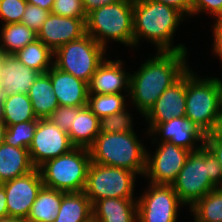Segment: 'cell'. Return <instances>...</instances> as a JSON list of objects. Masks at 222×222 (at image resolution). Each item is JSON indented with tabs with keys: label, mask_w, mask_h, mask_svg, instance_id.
Listing matches in <instances>:
<instances>
[{
	"label": "cell",
	"mask_w": 222,
	"mask_h": 222,
	"mask_svg": "<svg viewBox=\"0 0 222 222\" xmlns=\"http://www.w3.org/2000/svg\"><path fill=\"white\" fill-rule=\"evenodd\" d=\"M51 13L63 17L84 18L87 20L82 0H54Z\"/></svg>",
	"instance_id": "obj_34"
},
{
	"label": "cell",
	"mask_w": 222,
	"mask_h": 222,
	"mask_svg": "<svg viewBox=\"0 0 222 222\" xmlns=\"http://www.w3.org/2000/svg\"><path fill=\"white\" fill-rule=\"evenodd\" d=\"M193 71L189 68L186 72L185 116L208 135L222 109V81L218 77H200Z\"/></svg>",
	"instance_id": "obj_5"
},
{
	"label": "cell",
	"mask_w": 222,
	"mask_h": 222,
	"mask_svg": "<svg viewBox=\"0 0 222 222\" xmlns=\"http://www.w3.org/2000/svg\"><path fill=\"white\" fill-rule=\"evenodd\" d=\"M200 13L209 14L215 21L222 19V0H191V17Z\"/></svg>",
	"instance_id": "obj_36"
},
{
	"label": "cell",
	"mask_w": 222,
	"mask_h": 222,
	"mask_svg": "<svg viewBox=\"0 0 222 222\" xmlns=\"http://www.w3.org/2000/svg\"><path fill=\"white\" fill-rule=\"evenodd\" d=\"M171 6L180 11L186 18H191V0H153Z\"/></svg>",
	"instance_id": "obj_39"
},
{
	"label": "cell",
	"mask_w": 222,
	"mask_h": 222,
	"mask_svg": "<svg viewBox=\"0 0 222 222\" xmlns=\"http://www.w3.org/2000/svg\"><path fill=\"white\" fill-rule=\"evenodd\" d=\"M3 66V53L0 51V87H1V81H2V73H1V68Z\"/></svg>",
	"instance_id": "obj_48"
},
{
	"label": "cell",
	"mask_w": 222,
	"mask_h": 222,
	"mask_svg": "<svg viewBox=\"0 0 222 222\" xmlns=\"http://www.w3.org/2000/svg\"><path fill=\"white\" fill-rule=\"evenodd\" d=\"M204 145L216 157L222 169V141H204Z\"/></svg>",
	"instance_id": "obj_42"
},
{
	"label": "cell",
	"mask_w": 222,
	"mask_h": 222,
	"mask_svg": "<svg viewBox=\"0 0 222 222\" xmlns=\"http://www.w3.org/2000/svg\"><path fill=\"white\" fill-rule=\"evenodd\" d=\"M99 131V118L87 107H79L74 112V121L68 136L75 147L89 148Z\"/></svg>",
	"instance_id": "obj_22"
},
{
	"label": "cell",
	"mask_w": 222,
	"mask_h": 222,
	"mask_svg": "<svg viewBox=\"0 0 222 222\" xmlns=\"http://www.w3.org/2000/svg\"><path fill=\"white\" fill-rule=\"evenodd\" d=\"M6 124L0 119V145L5 142Z\"/></svg>",
	"instance_id": "obj_46"
},
{
	"label": "cell",
	"mask_w": 222,
	"mask_h": 222,
	"mask_svg": "<svg viewBox=\"0 0 222 222\" xmlns=\"http://www.w3.org/2000/svg\"><path fill=\"white\" fill-rule=\"evenodd\" d=\"M26 5V0H0L2 25L21 22Z\"/></svg>",
	"instance_id": "obj_33"
},
{
	"label": "cell",
	"mask_w": 222,
	"mask_h": 222,
	"mask_svg": "<svg viewBox=\"0 0 222 222\" xmlns=\"http://www.w3.org/2000/svg\"><path fill=\"white\" fill-rule=\"evenodd\" d=\"M28 97L32 103L33 111L37 118H48L59 106L50 76L39 74L28 91Z\"/></svg>",
	"instance_id": "obj_24"
},
{
	"label": "cell",
	"mask_w": 222,
	"mask_h": 222,
	"mask_svg": "<svg viewBox=\"0 0 222 222\" xmlns=\"http://www.w3.org/2000/svg\"><path fill=\"white\" fill-rule=\"evenodd\" d=\"M90 163L89 150L75 147L39 167L43 185L65 193L84 191Z\"/></svg>",
	"instance_id": "obj_7"
},
{
	"label": "cell",
	"mask_w": 222,
	"mask_h": 222,
	"mask_svg": "<svg viewBox=\"0 0 222 222\" xmlns=\"http://www.w3.org/2000/svg\"><path fill=\"white\" fill-rule=\"evenodd\" d=\"M101 44L86 34L82 38L62 45L54 52V65L86 83L96 72L97 67L107 57Z\"/></svg>",
	"instance_id": "obj_8"
},
{
	"label": "cell",
	"mask_w": 222,
	"mask_h": 222,
	"mask_svg": "<svg viewBox=\"0 0 222 222\" xmlns=\"http://www.w3.org/2000/svg\"><path fill=\"white\" fill-rule=\"evenodd\" d=\"M86 35L84 18L63 17L49 14L37 34V39L55 52L62 45Z\"/></svg>",
	"instance_id": "obj_16"
},
{
	"label": "cell",
	"mask_w": 222,
	"mask_h": 222,
	"mask_svg": "<svg viewBox=\"0 0 222 222\" xmlns=\"http://www.w3.org/2000/svg\"><path fill=\"white\" fill-rule=\"evenodd\" d=\"M3 75L1 88L5 97L12 94H28L35 79L40 74L32 68L26 67L15 55L3 54V66L1 68Z\"/></svg>",
	"instance_id": "obj_19"
},
{
	"label": "cell",
	"mask_w": 222,
	"mask_h": 222,
	"mask_svg": "<svg viewBox=\"0 0 222 222\" xmlns=\"http://www.w3.org/2000/svg\"><path fill=\"white\" fill-rule=\"evenodd\" d=\"M186 108V73L167 88L157 99L155 104L143 116L148 123L146 134L159 123L169 121L175 117H184Z\"/></svg>",
	"instance_id": "obj_15"
},
{
	"label": "cell",
	"mask_w": 222,
	"mask_h": 222,
	"mask_svg": "<svg viewBox=\"0 0 222 222\" xmlns=\"http://www.w3.org/2000/svg\"><path fill=\"white\" fill-rule=\"evenodd\" d=\"M128 94H88L87 107L99 118L120 113L127 108Z\"/></svg>",
	"instance_id": "obj_30"
},
{
	"label": "cell",
	"mask_w": 222,
	"mask_h": 222,
	"mask_svg": "<svg viewBox=\"0 0 222 222\" xmlns=\"http://www.w3.org/2000/svg\"><path fill=\"white\" fill-rule=\"evenodd\" d=\"M137 197V222H178L180 207L185 206L172 185L148 183Z\"/></svg>",
	"instance_id": "obj_10"
},
{
	"label": "cell",
	"mask_w": 222,
	"mask_h": 222,
	"mask_svg": "<svg viewBox=\"0 0 222 222\" xmlns=\"http://www.w3.org/2000/svg\"><path fill=\"white\" fill-rule=\"evenodd\" d=\"M123 63L120 59H109L108 55L91 77L88 94H129L130 73L126 72Z\"/></svg>",
	"instance_id": "obj_17"
},
{
	"label": "cell",
	"mask_w": 222,
	"mask_h": 222,
	"mask_svg": "<svg viewBox=\"0 0 222 222\" xmlns=\"http://www.w3.org/2000/svg\"><path fill=\"white\" fill-rule=\"evenodd\" d=\"M2 121L6 126L28 122L36 117L28 94H12L5 98L2 110Z\"/></svg>",
	"instance_id": "obj_28"
},
{
	"label": "cell",
	"mask_w": 222,
	"mask_h": 222,
	"mask_svg": "<svg viewBox=\"0 0 222 222\" xmlns=\"http://www.w3.org/2000/svg\"><path fill=\"white\" fill-rule=\"evenodd\" d=\"M212 26L213 31V47L212 50L214 55L218 57L222 63V19L214 21Z\"/></svg>",
	"instance_id": "obj_38"
},
{
	"label": "cell",
	"mask_w": 222,
	"mask_h": 222,
	"mask_svg": "<svg viewBox=\"0 0 222 222\" xmlns=\"http://www.w3.org/2000/svg\"><path fill=\"white\" fill-rule=\"evenodd\" d=\"M205 141H222V109L212 131L208 135H205Z\"/></svg>",
	"instance_id": "obj_40"
},
{
	"label": "cell",
	"mask_w": 222,
	"mask_h": 222,
	"mask_svg": "<svg viewBox=\"0 0 222 222\" xmlns=\"http://www.w3.org/2000/svg\"><path fill=\"white\" fill-rule=\"evenodd\" d=\"M82 1L86 11V15H88L90 12H92L95 9H98L99 7L112 3H117L122 0H82Z\"/></svg>",
	"instance_id": "obj_41"
},
{
	"label": "cell",
	"mask_w": 222,
	"mask_h": 222,
	"mask_svg": "<svg viewBox=\"0 0 222 222\" xmlns=\"http://www.w3.org/2000/svg\"><path fill=\"white\" fill-rule=\"evenodd\" d=\"M86 34L105 50L113 40L133 49V0H122L90 12L86 20Z\"/></svg>",
	"instance_id": "obj_6"
},
{
	"label": "cell",
	"mask_w": 222,
	"mask_h": 222,
	"mask_svg": "<svg viewBox=\"0 0 222 222\" xmlns=\"http://www.w3.org/2000/svg\"><path fill=\"white\" fill-rule=\"evenodd\" d=\"M180 201L192 207L217 187H222V169L216 157L203 145L190 152L177 179L172 183Z\"/></svg>",
	"instance_id": "obj_3"
},
{
	"label": "cell",
	"mask_w": 222,
	"mask_h": 222,
	"mask_svg": "<svg viewBox=\"0 0 222 222\" xmlns=\"http://www.w3.org/2000/svg\"><path fill=\"white\" fill-rule=\"evenodd\" d=\"M185 19L180 11L167 4L133 0V47L147 40L155 45L156 51H188L185 44L173 45L174 33Z\"/></svg>",
	"instance_id": "obj_2"
},
{
	"label": "cell",
	"mask_w": 222,
	"mask_h": 222,
	"mask_svg": "<svg viewBox=\"0 0 222 222\" xmlns=\"http://www.w3.org/2000/svg\"><path fill=\"white\" fill-rule=\"evenodd\" d=\"M79 107L58 106L48 117L58 128L68 133L74 121V112Z\"/></svg>",
	"instance_id": "obj_37"
},
{
	"label": "cell",
	"mask_w": 222,
	"mask_h": 222,
	"mask_svg": "<svg viewBox=\"0 0 222 222\" xmlns=\"http://www.w3.org/2000/svg\"><path fill=\"white\" fill-rule=\"evenodd\" d=\"M92 211L93 222H137V199H100Z\"/></svg>",
	"instance_id": "obj_20"
},
{
	"label": "cell",
	"mask_w": 222,
	"mask_h": 222,
	"mask_svg": "<svg viewBox=\"0 0 222 222\" xmlns=\"http://www.w3.org/2000/svg\"><path fill=\"white\" fill-rule=\"evenodd\" d=\"M154 152L146 150V169L144 177L152 184L172 185L191 151L170 142H154ZM154 154V155H153Z\"/></svg>",
	"instance_id": "obj_11"
},
{
	"label": "cell",
	"mask_w": 222,
	"mask_h": 222,
	"mask_svg": "<svg viewBox=\"0 0 222 222\" xmlns=\"http://www.w3.org/2000/svg\"><path fill=\"white\" fill-rule=\"evenodd\" d=\"M148 136L154 142H170L191 152L198 151L205 141V135L186 116L157 124Z\"/></svg>",
	"instance_id": "obj_14"
},
{
	"label": "cell",
	"mask_w": 222,
	"mask_h": 222,
	"mask_svg": "<svg viewBox=\"0 0 222 222\" xmlns=\"http://www.w3.org/2000/svg\"><path fill=\"white\" fill-rule=\"evenodd\" d=\"M39 119L7 126L5 143L13 147L28 149L32 143Z\"/></svg>",
	"instance_id": "obj_31"
},
{
	"label": "cell",
	"mask_w": 222,
	"mask_h": 222,
	"mask_svg": "<svg viewBox=\"0 0 222 222\" xmlns=\"http://www.w3.org/2000/svg\"><path fill=\"white\" fill-rule=\"evenodd\" d=\"M136 132L99 133L88 148L91 162L130 170L144 176L146 149Z\"/></svg>",
	"instance_id": "obj_4"
},
{
	"label": "cell",
	"mask_w": 222,
	"mask_h": 222,
	"mask_svg": "<svg viewBox=\"0 0 222 222\" xmlns=\"http://www.w3.org/2000/svg\"><path fill=\"white\" fill-rule=\"evenodd\" d=\"M187 55L188 51H157L130 72L128 96L142 117L189 70Z\"/></svg>",
	"instance_id": "obj_1"
},
{
	"label": "cell",
	"mask_w": 222,
	"mask_h": 222,
	"mask_svg": "<svg viewBox=\"0 0 222 222\" xmlns=\"http://www.w3.org/2000/svg\"><path fill=\"white\" fill-rule=\"evenodd\" d=\"M8 216L6 194L4 186L0 183V218Z\"/></svg>",
	"instance_id": "obj_43"
},
{
	"label": "cell",
	"mask_w": 222,
	"mask_h": 222,
	"mask_svg": "<svg viewBox=\"0 0 222 222\" xmlns=\"http://www.w3.org/2000/svg\"><path fill=\"white\" fill-rule=\"evenodd\" d=\"M1 184L5 189L8 216L27 219L43 186L39 168Z\"/></svg>",
	"instance_id": "obj_13"
},
{
	"label": "cell",
	"mask_w": 222,
	"mask_h": 222,
	"mask_svg": "<svg viewBox=\"0 0 222 222\" xmlns=\"http://www.w3.org/2000/svg\"><path fill=\"white\" fill-rule=\"evenodd\" d=\"M189 210L194 222H222V187L208 192Z\"/></svg>",
	"instance_id": "obj_29"
},
{
	"label": "cell",
	"mask_w": 222,
	"mask_h": 222,
	"mask_svg": "<svg viewBox=\"0 0 222 222\" xmlns=\"http://www.w3.org/2000/svg\"><path fill=\"white\" fill-rule=\"evenodd\" d=\"M5 94L3 89L0 87V119L2 118V110H3V103L5 100Z\"/></svg>",
	"instance_id": "obj_47"
},
{
	"label": "cell",
	"mask_w": 222,
	"mask_h": 222,
	"mask_svg": "<svg viewBox=\"0 0 222 222\" xmlns=\"http://www.w3.org/2000/svg\"><path fill=\"white\" fill-rule=\"evenodd\" d=\"M53 92L60 106L85 107L88 100V83L53 65L47 72Z\"/></svg>",
	"instance_id": "obj_18"
},
{
	"label": "cell",
	"mask_w": 222,
	"mask_h": 222,
	"mask_svg": "<svg viewBox=\"0 0 222 222\" xmlns=\"http://www.w3.org/2000/svg\"><path fill=\"white\" fill-rule=\"evenodd\" d=\"M26 67L45 74L54 65V52L36 39L14 54Z\"/></svg>",
	"instance_id": "obj_27"
},
{
	"label": "cell",
	"mask_w": 222,
	"mask_h": 222,
	"mask_svg": "<svg viewBox=\"0 0 222 222\" xmlns=\"http://www.w3.org/2000/svg\"><path fill=\"white\" fill-rule=\"evenodd\" d=\"M73 148L75 146L68 133L58 128L50 119L40 118L28 151L33 166L39 168L46 161L68 153Z\"/></svg>",
	"instance_id": "obj_12"
},
{
	"label": "cell",
	"mask_w": 222,
	"mask_h": 222,
	"mask_svg": "<svg viewBox=\"0 0 222 222\" xmlns=\"http://www.w3.org/2000/svg\"><path fill=\"white\" fill-rule=\"evenodd\" d=\"M63 192L42 186L32 204L28 222H53L62 202Z\"/></svg>",
	"instance_id": "obj_25"
},
{
	"label": "cell",
	"mask_w": 222,
	"mask_h": 222,
	"mask_svg": "<svg viewBox=\"0 0 222 222\" xmlns=\"http://www.w3.org/2000/svg\"><path fill=\"white\" fill-rule=\"evenodd\" d=\"M34 169L28 149L5 142L0 145V183L26 175Z\"/></svg>",
	"instance_id": "obj_21"
},
{
	"label": "cell",
	"mask_w": 222,
	"mask_h": 222,
	"mask_svg": "<svg viewBox=\"0 0 222 222\" xmlns=\"http://www.w3.org/2000/svg\"><path fill=\"white\" fill-rule=\"evenodd\" d=\"M50 13L39 6L27 3L21 22L38 34Z\"/></svg>",
	"instance_id": "obj_35"
},
{
	"label": "cell",
	"mask_w": 222,
	"mask_h": 222,
	"mask_svg": "<svg viewBox=\"0 0 222 222\" xmlns=\"http://www.w3.org/2000/svg\"><path fill=\"white\" fill-rule=\"evenodd\" d=\"M26 2L51 12L54 0H26Z\"/></svg>",
	"instance_id": "obj_44"
},
{
	"label": "cell",
	"mask_w": 222,
	"mask_h": 222,
	"mask_svg": "<svg viewBox=\"0 0 222 222\" xmlns=\"http://www.w3.org/2000/svg\"><path fill=\"white\" fill-rule=\"evenodd\" d=\"M138 175L130 170L91 162L84 193L93 205L104 198L137 199L134 193Z\"/></svg>",
	"instance_id": "obj_9"
},
{
	"label": "cell",
	"mask_w": 222,
	"mask_h": 222,
	"mask_svg": "<svg viewBox=\"0 0 222 222\" xmlns=\"http://www.w3.org/2000/svg\"><path fill=\"white\" fill-rule=\"evenodd\" d=\"M126 108L120 113L110 115L99 119V131L100 133H124L135 132L133 128V118Z\"/></svg>",
	"instance_id": "obj_32"
},
{
	"label": "cell",
	"mask_w": 222,
	"mask_h": 222,
	"mask_svg": "<svg viewBox=\"0 0 222 222\" xmlns=\"http://www.w3.org/2000/svg\"><path fill=\"white\" fill-rule=\"evenodd\" d=\"M0 222H28L27 219L18 218L13 216H5L0 218Z\"/></svg>",
	"instance_id": "obj_45"
},
{
	"label": "cell",
	"mask_w": 222,
	"mask_h": 222,
	"mask_svg": "<svg viewBox=\"0 0 222 222\" xmlns=\"http://www.w3.org/2000/svg\"><path fill=\"white\" fill-rule=\"evenodd\" d=\"M1 28L0 51L6 55L16 54L37 39V33L22 22L5 24Z\"/></svg>",
	"instance_id": "obj_26"
},
{
	"label": "cell",
	"mask_w": 222,
	"mask_h": 222,
	"mask_svg": "<svg viewBox=\"0 0 222 222\" xmlns=\"http://www.w3.org/2000/svg\"><path fill=\"white\" fill-rule=\"evenodd\" d=\"M53 222H93L92 204L84 191L63 192L58 215Z\"/></svg>",
	"instance_id": "obj_23"
}]
</instances>
